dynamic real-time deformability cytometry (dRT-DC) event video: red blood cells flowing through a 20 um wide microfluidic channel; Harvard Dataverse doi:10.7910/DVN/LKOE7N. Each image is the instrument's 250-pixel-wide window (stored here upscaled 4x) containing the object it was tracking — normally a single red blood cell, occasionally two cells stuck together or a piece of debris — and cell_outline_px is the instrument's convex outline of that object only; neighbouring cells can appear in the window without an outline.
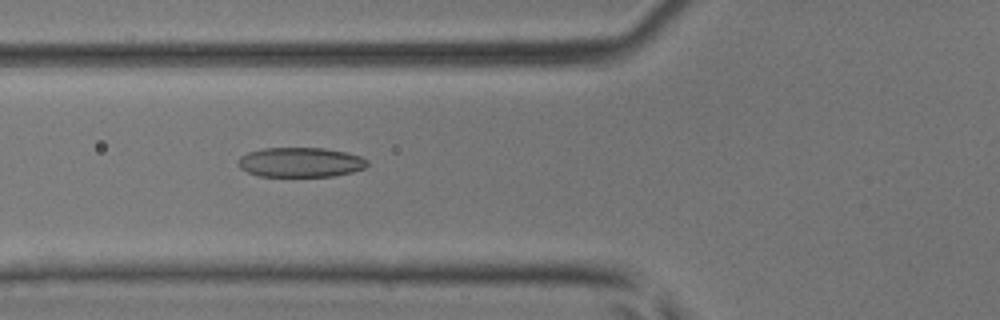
{"species": "common noctule bat (a hibernating species)", "species_latin": "Nyctalus noctula", "temperature_condition": "room temperature", "stored_images_in_passage": 32, "camera_frame_rate_fps": 3000, "um_per_image_px": 0.085, "animal": {"sex": "male", "body_mass_g": 17.9, "forearm_length_mm": 54.2}, "frame": {"image": 1, "passage_image": 3, "time_ms": 0.667, "image_size_px": [1000, 320], "cell_outline_px": [[368, 164], [364, 168], [352, 172], [332, 176], [260, 176], [248, 172], [240, 168], [240, 156], [248, 152], [264, 148], [324, 148], [344, 152], [360, 156], [368, 160]], "centroid_in_image_um": [25.56, 13.79], "position_along_channel_um": 100.2, "area_um2": 22.14}}
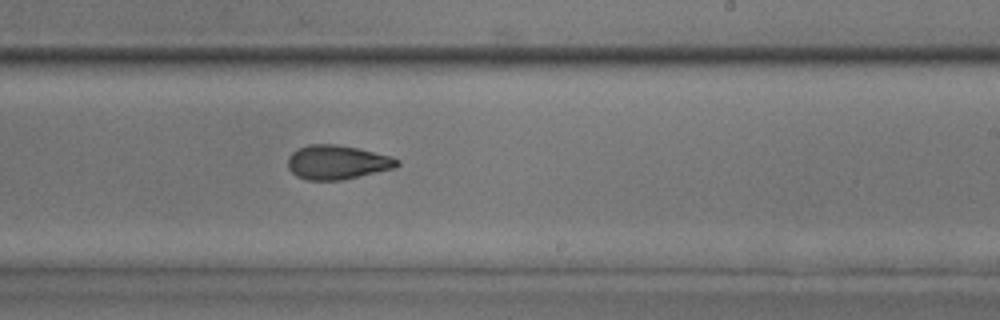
{"frame": {"image": 2, "passage_image": 14, "time_ms": 4.333, "image_size_px": [1000, 320], "cell_outline_px": [[400, 164], [396, 168], [340, 180], [308, 180], [296, 176], [288, 168], [288, 156], [292, 152], [308, 144], [336, 144], [356, 148], [392, 156], [400, 160]], "centroid_in_image_um": [28.67, 13.79], "position_along_channel_um": 260.3, "area_um2": 21.73}}
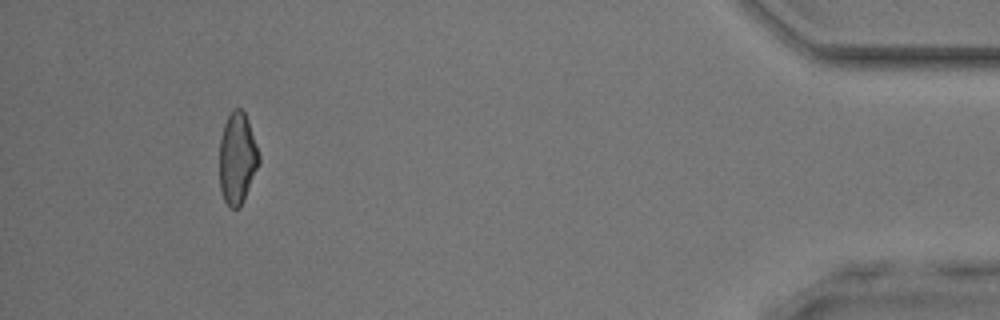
{"frame": {"image": 3, "passage_image": 29, "time_ms": 9.333, "image_size_px": [1000, 320], "cell_outline_px": [[260, 164], [244, 200], [240, 208], [228, 208], [224, 200], [220, 188], [220, 136], [224, 124], [232, 108], [240, 108], [244, 112], [248, 120], [260, 156]], "centroid_in_image_um": [20.18, 13.48], "position_along_channel_um": 415.0, "area_um2": 21.27}}